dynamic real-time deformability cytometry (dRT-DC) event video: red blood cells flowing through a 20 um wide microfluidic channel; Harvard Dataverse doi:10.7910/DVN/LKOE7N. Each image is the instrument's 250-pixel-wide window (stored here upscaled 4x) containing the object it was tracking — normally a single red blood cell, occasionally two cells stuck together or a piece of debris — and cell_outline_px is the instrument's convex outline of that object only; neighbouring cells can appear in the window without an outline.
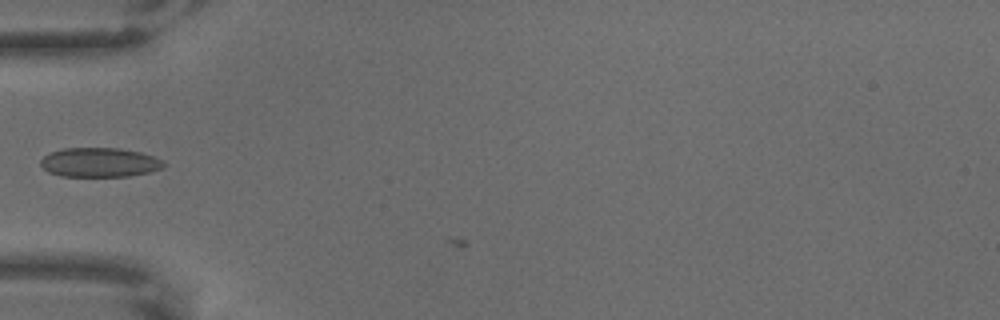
{"species": "common noctule bat (a hibernating species)", "species_latin": "Nyctalus noctula", "temperature_condition": "warm", "stored_images_in_passage": 7, "camera_frame_rate_fps": 3000, "um_per_image_px": 0.085, "animal": {"sex": "male", "body_mass_g": 18.8}, "frame": {"image": 1, "passage_image": 7, "time_ms": 2.0, "image_size_px": [1000, 320], "cell_outline_px": [[164, 168], [148, 172], [128, 176], [60, 176], [48, 172], [40, 164], [40, 160], [44, 156], [52, 152], [64, 148], [120, 148], [140, 152], [164, 160]], "centroid_in_image_um": [8.47, 13.8], "position_along_channel_um": 76.5, "area_um2": 20.98}}